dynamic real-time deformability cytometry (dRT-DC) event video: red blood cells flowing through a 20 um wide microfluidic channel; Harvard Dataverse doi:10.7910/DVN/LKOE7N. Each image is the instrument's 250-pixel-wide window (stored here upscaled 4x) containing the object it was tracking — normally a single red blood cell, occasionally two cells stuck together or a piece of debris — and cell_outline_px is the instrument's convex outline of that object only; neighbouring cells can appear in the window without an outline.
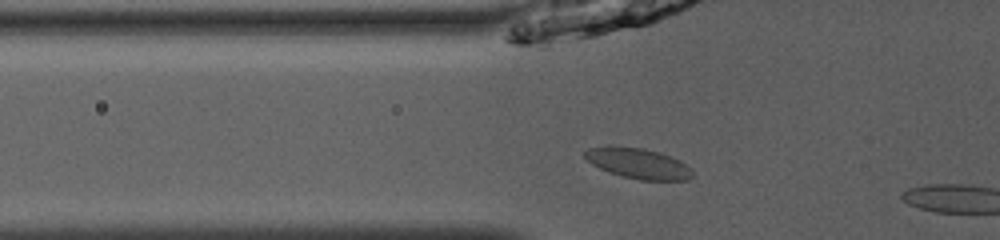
{"species": "common noctule bat (a hibernating species)", "species_latin": "Nyctalus noctula", "temperature_condition": "room temperature", "stored_images_in_passage": 14, "camera_frame_rate_fps": 3000, "um_per_image_px": 0.085, "animal": {"sex": "male", "body_mass_g": 13.0, "forearm_length_mm": 53.1}, "frame": {"image": 1, "passage_image": 8, "time_ms": 2.333, "image_size_px": [1000, 240], "cell_outline_px": [[692, 176], [688, 180], [640, 180], [608, 172], [592, 164], [584, 156], [584, 152], [588, 148], [612, 144], [644, 148], [660, 152], [680, 160], [692, 172]], "centroid_in_image_um": [54.2, 13.85], "position_along_channel_um": 71.6, "area_um2": 19.25}}
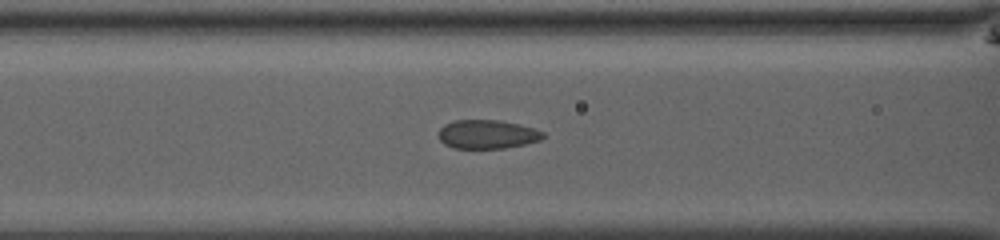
{"frame": {"image": 2, "passage_image": 12, "time_ms": 3.667, "image_size_px": [1000, 240], "cell_outline_px": [[544, 136], [540, 140], [524, 144], [504, 148], [452, 148], [444, 144], [440, 140], [440, 128], [444, 124], [452, 120], [500, 120], [520, 124], [544, 132]], "centroid_in_image_um": [41.4, 11.41], "position_along_channel_um": 125.2, "area_um2": 17.51}}